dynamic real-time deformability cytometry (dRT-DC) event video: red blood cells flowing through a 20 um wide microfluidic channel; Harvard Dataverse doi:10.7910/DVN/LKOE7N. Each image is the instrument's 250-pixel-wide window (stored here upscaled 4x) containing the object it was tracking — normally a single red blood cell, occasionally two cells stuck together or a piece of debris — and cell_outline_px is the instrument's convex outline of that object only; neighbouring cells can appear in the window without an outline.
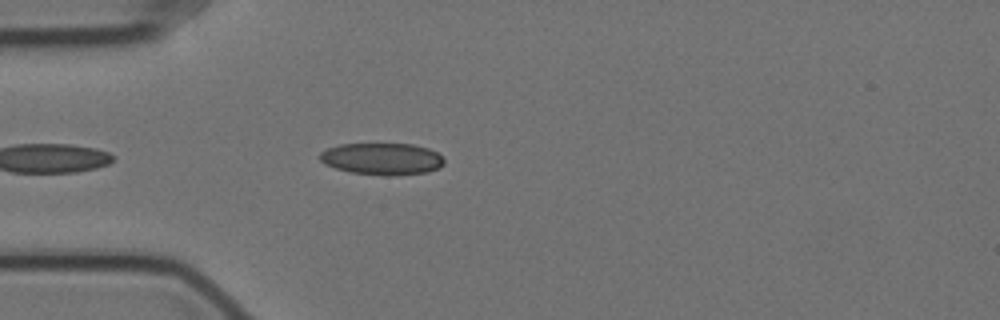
{"species": "Egyptian fruit bat (a non-hibernating species)", "species_latin": "Rousettus aegyptiacus", "temperature_condition": "cold", "stored_images_in_passage": 30, "camera_frame_rate_fps": 3000, "um_per_image_px": 0.085, "animal": {"sex": "female"}, "frame": {"image": 1, "passage_image": 4, "time_ms": 1.0, "image_size_px": [1000, 320], "cell_outline_px": [[444, 164], [440, 168], [428, 172], [392, 176], [388, 176], [352, 172], [336, 168], [324, 164], [320, 160], [320, 152], [328, 148], [340, 144], [412, 144], [428, 148], [436, 152], [444, 160]], "centroid_in_image_um": [32.49, 13.51], "position_along_channel_um": 52.5, "area_um2": 23.06}}
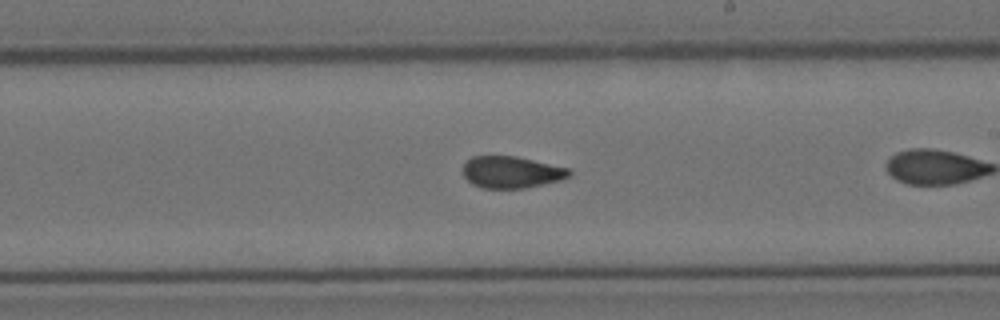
{"frame": {"image": 2, "passage_image": 18, "time_ms": 5.667, "image_size_px": [1000, 320], "cell_outline_px": [[572, 172], [568, 176], [560, 180], [524, 188], [480, 188], [472, 184], [464, 176], [464, 164], [472, 156], [516, 156], [568, 168]], "centroid_in_image_um": [43.45, 14.63], "position_along_channel_um": 245.6, "area_um2": 19.48}}
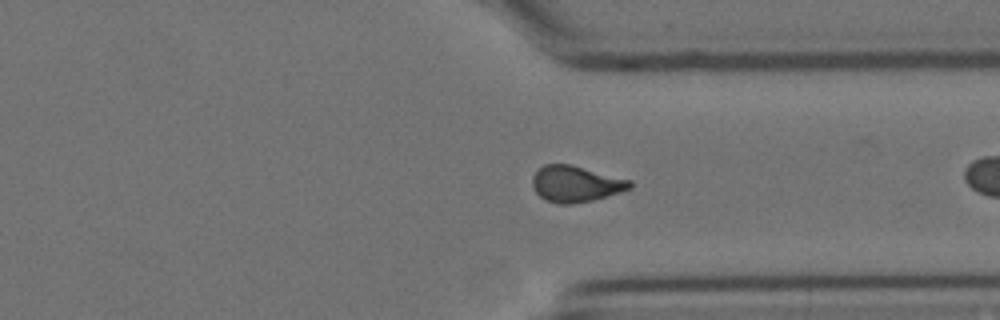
{"frame": {"image": 3, "passage_image": 28, "time_ms": 9.0, "image_size_px": [1000, 320], "cell_outline_px": [[632, 188], [608, 196], [592, 200], [572, 204], [556, 204], [544, 200], [536, 192], [532, 184], [532, 176], [544, 164], [572, 164], [632, 180]], "centroid_in_image_um": [48.95, 15.63], "position_along_channel_um": 362.5, "area_um2": 20.75}}